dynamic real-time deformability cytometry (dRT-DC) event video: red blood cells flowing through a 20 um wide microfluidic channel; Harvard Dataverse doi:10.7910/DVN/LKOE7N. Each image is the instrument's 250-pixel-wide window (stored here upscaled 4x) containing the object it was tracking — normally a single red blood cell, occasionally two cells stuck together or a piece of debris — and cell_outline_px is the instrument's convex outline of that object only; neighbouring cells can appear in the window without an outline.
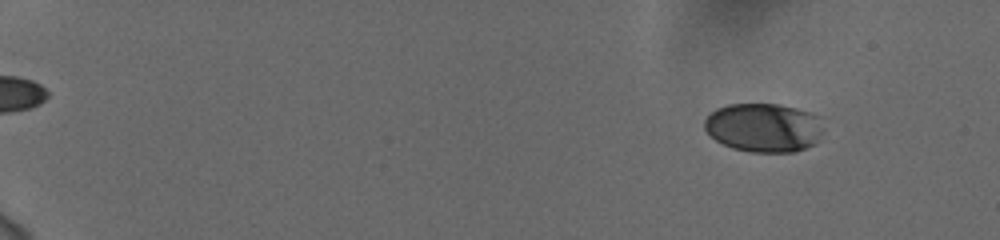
{"species": "human", "species_latin": "Homo sapiens", "temperature_condition": "cold", "stored_images_in_passage": 58, "camera_frame_rate_fps": 3000, "um_per_image_px": 0.085, "donor": {"sex": "female"}, "frame": {"image": 1, "passage_image": 7, "time_ms": 2.0, "image_size_px": [1000, 240], "cell_outline_px": [[820, 132], [816, 144], [792, 152], [752, 152], [732, 148], [716, 140], [704, 128], [704, 120], [716, 108], [728, 104], [780, 104], [796, 108], [820, 116]], "centroid_in_image_um": [64.9, 10.84], "position_along_channel_um": 20.1, "area_um2": 33.7}}
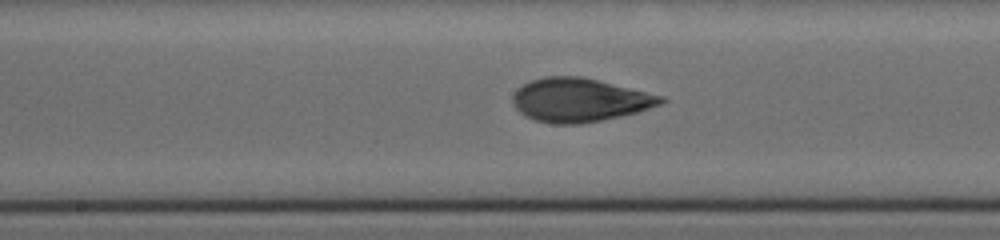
{"frame": {"image": 2, "passage_image": 34, "time_ms": 11.0, "image_size_px": [1000, 240], "cell_outline_px": [[668, 100], [660, 104], [636, 112], [620, 116], [580, 124], [548, 124], [524, 116], [512, 104], [512, 96], [516, 88], [532, 80], [544, 76], [580, 76], [664, 96]], "centroid_in_image_um": [49.21, 8.5], "position_along_channel_um": 199.0, "area_um2": 37.57}}
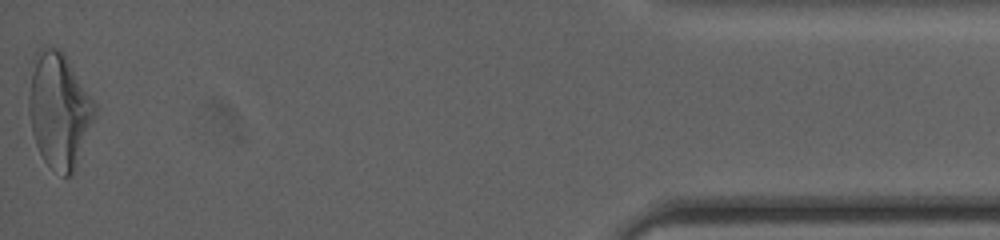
{"frame": {"image": 3, "passage_image": 58, "time_ms": 19.0, "image_size_px": [1000, 240], "cell_outline_px": [[96, 108], [76, 168], [72, 176], [64, 176], [48, 164], [44, 160], [36, 144], [32, 132], [28, 112], [28, 96], [32, 72], [36, 52], [44, 44], [56, 48], [64, 52], [96, 104]], "centroid_in_image_um": [5.0, 9.33], "position_along_channel_um": 430.2, "area_um2": 43.81}, "authors_computed_cell_mechanics": {"area_um2": 36.3562, "velocity_mm_per_s": 3.7575, "shape_relaxation_time_tau1_ms": 6.7614, "shape_relaxation_time_tau2_ms": 0.93, "deformation_change_tau1": 0.1988, "deformation_change_tau2": 0.0632}}